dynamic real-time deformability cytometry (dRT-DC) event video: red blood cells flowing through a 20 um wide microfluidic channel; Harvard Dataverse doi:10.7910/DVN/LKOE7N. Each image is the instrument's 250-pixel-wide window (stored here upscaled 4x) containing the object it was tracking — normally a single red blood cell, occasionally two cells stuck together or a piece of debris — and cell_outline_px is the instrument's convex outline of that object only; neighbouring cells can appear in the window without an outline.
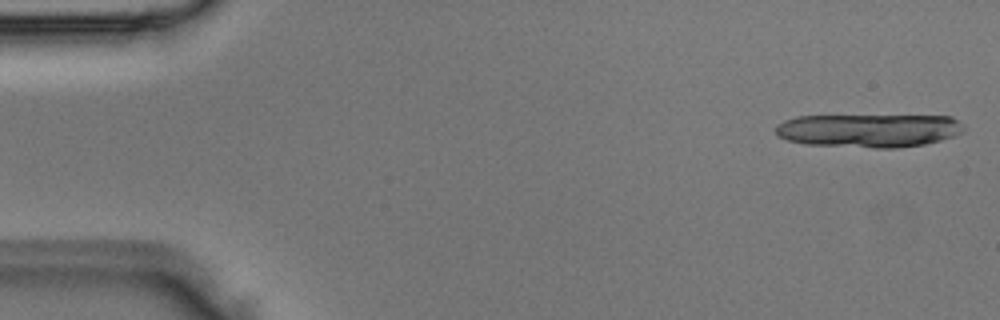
{"species": "Egyptian fruit bat (a non-hibernating species)", "species_latin": "Rousettus aegyptiacus", "temperature_condition": "room temperature", "stored_images_in_passage": 5, "camera_frame_rate_fps": 3000, "um_per_image_px": 0.085, "animal": {"sex": "male"}, "frame": {"image": 1, "passage_image": 1, "time_ms": 0.0, "image_size_px": [1000, 320], "cell_outline_px": [[964, 132], [956, 136], [924, 144], [896, 148], [876, 148], [804, 144], [788, 140], [776, 136], [776, 124], [784, 120], [796, 116], [952, 116], [964, 128]], "centroid_in_image_um": [73.82, 11.09], "position_along_channel_um": 11.2, "area_um2": 36.76}}
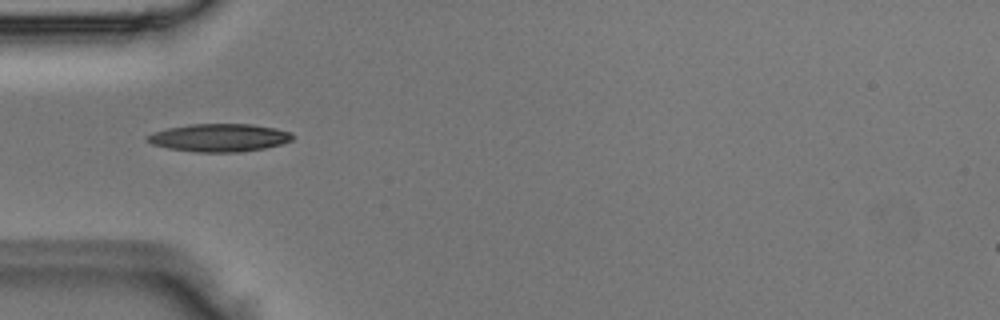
{"frame": {"image": 2, "passage_image": 4, "time_ms": 1.0, "image_size_px": [1000, 320], "cell_outline_px": [[292, 140], [280, 144], [264, 148], [240, 152], [196, 152], [168, 148], [152, 144], [144, 140], [144, 136], [152, 132], [168, 128], [192, 124], [252, 124], [276, 128], [292, 132]], "centroid_in_image_um": [18.6, 11.7], "position_along_channel_um": 66.4, "area_um2": 23.7}}
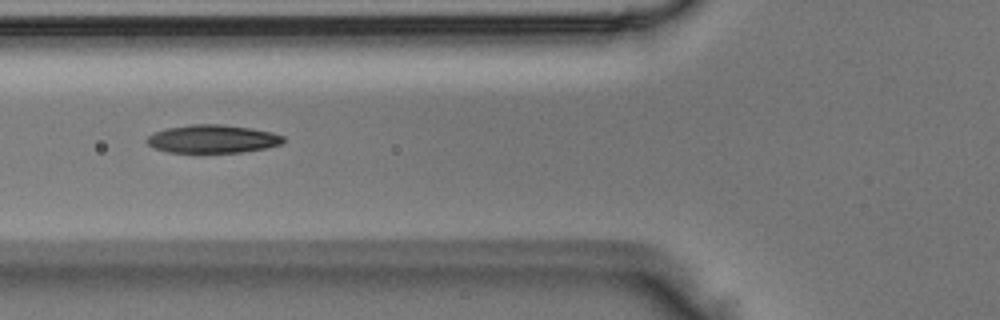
{"frame": {"image": 3, "passage_image": 5, "time_ms": 1.333, "image_size_px": [1000, 320], "cell_outline_px": [[284, 140], [280, 144], [264, 148], [240, 152], [168, 152], [156, 148], [148, 144], [144, 140], [148, 136], [164, 128], [188, 124], [224, 124], [252, 128], [272, 132], [284, 136]], "centroid_in_image_um": [18.05, 11.79], "position_along_channel_um": 107.8, "area_um2": 22.37}}